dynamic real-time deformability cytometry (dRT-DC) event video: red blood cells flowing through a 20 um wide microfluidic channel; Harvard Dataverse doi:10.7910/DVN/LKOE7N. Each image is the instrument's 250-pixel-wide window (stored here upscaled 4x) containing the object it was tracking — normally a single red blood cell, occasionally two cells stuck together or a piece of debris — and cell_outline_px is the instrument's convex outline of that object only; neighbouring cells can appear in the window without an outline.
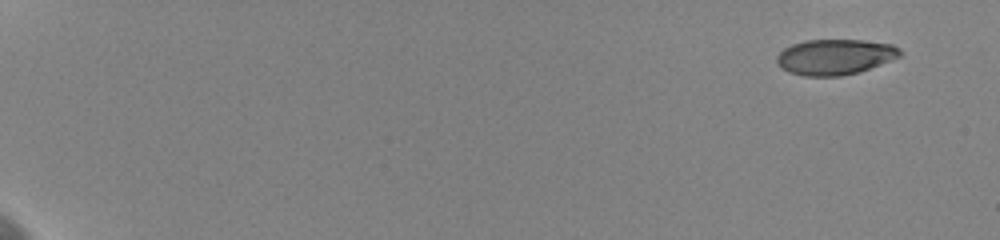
{"species": "human", "species_latin": "Homo sapiens", "temperature_condition": "cold", "stored_images_in_passage": 7, "camera_frame_rate_fps": 3000, "um_per_image_px": 0.085, "donor": {"sex": "female"}, "frame": {"image": 1, "passage_image": 1, "time_ms": 0.0, "image_size_px": [1000, 240], "cell_outline_px": [[900, 56], [860, 72], [840, 76], [804, 76], [788, 72], [776, 64], [776, 56], [784, 48], [792, 44], [808, 40], [860, 40], [892, 44], [900, 48]], "centroid_in_image_um": [70.93, 4.84], "position_along_channel_um": 14.1, "area_um2": 25.49}}